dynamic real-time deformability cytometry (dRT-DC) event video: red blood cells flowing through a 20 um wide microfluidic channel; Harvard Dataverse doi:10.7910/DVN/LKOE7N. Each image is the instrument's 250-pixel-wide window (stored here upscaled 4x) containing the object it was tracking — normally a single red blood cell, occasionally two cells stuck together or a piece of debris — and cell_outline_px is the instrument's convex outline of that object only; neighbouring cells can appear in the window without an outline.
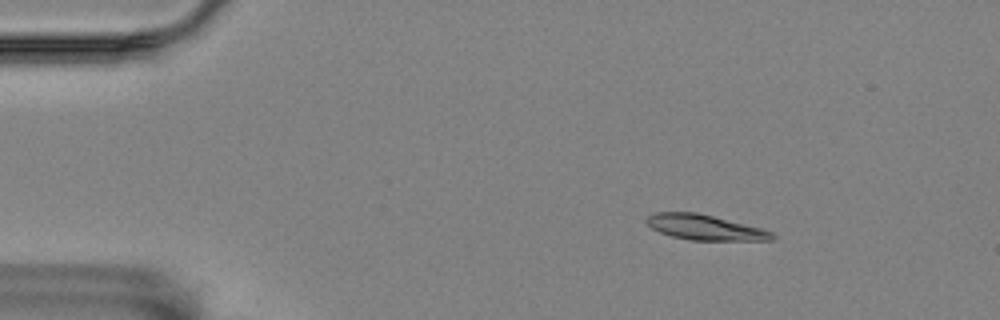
{"species": "Egyptian fruit bat (a non-hibernating species)", "species_latin": "Rousettus aegyptiacus", "temperature_condition": "room temperature", "stored_images_in_passage": 8, "camera_frame_rate_fps": 3000, "um_per_image_px": 0.085, "animal": {"sex": "female"}, "frame": {"image": 1, "passage_image": 2, "time_ms": 0.333, "image_size_px": [1000, 320], "cell_outline_px": [[776, 236], [772, 240], [688, 240], [672, 236], [660, 232], [652, 228], [644, 220], [648, 216], [656, 212], [696, 212], [760, 228], [772, 232]], "centroid_in_image_um": [59.88, 19.33], "position_along_channel_um": 25.1, "area_um2": 18.21}}
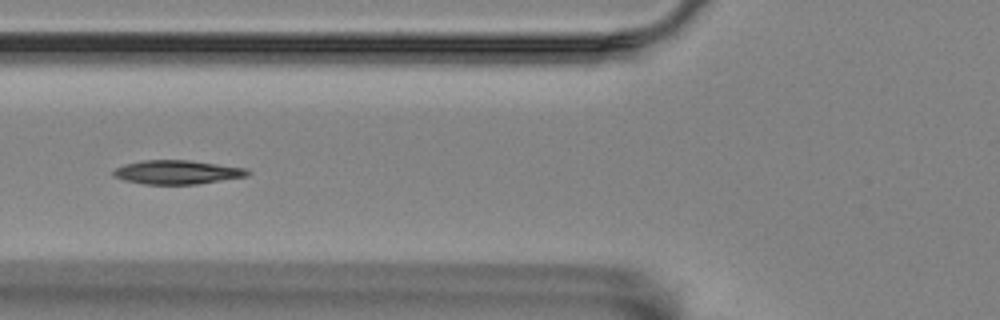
{"frame": {"image": 2, "passage_image": 6, "time_ms": 1.667, "image_size_px": [1000, 320], "cell_outline_px": [[252, 172], [248, 176], [196, 184], [144, 184], [124, 180], [116, 176], [112, 172], [116, 168], [124, 164], [144, 160], [192, 160], [248, 168]], "centroid_in_image_um": [15.12, 14.62], "position_along_channel_um": 110.7, "area_um2": 18.73}}
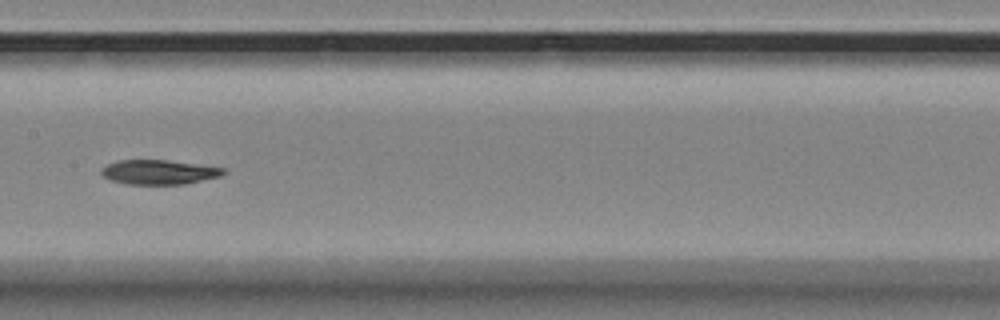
{"frame": {"image": 3, "passage_image": 8, "time_ms": 2.333, "image_size_px": [1000, 320], "cell_outline_px": [[224, 172], [220, 176], [184, 184], [124, 184], [112, 180], [104, 176], [100, 172], [100, 168], [116, 160], [168, 160], [224, 168]], "centroid_in_image_um": [13.45, 14.62], "position_along_channel_um": 193.9, "area_um2": 17.28}}